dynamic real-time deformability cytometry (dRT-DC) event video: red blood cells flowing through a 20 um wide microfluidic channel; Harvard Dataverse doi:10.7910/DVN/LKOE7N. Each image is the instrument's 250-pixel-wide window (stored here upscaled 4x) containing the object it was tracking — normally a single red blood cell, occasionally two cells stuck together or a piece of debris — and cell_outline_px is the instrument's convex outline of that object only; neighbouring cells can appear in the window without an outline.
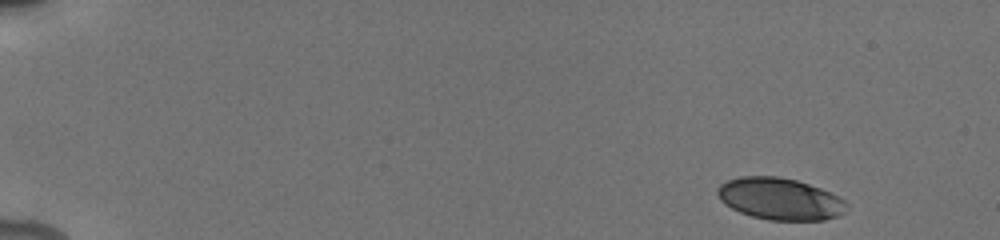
{"species": "human", "species_latin": "Homo sapiens", "temperature_condition": "cold", "stored_images_in_passage": 16, "camera_frame_rate_fps": 3000, "um_per_image_px": 0.085, "donor": {"sex": "male"}, "frame": {"image": 1, "passage_image": 1, "time_ms": 0.0, "image_size_px": [1000, 240], "cell_outline_px": [[848, 208], [844, 212], [836, 216], [824, 220], [768, 220], [752, 216], [740, 212], [724, 204], [720, 200], [716, 192], [716, 188], [720, 184], [728, 180], [740, 176], [776, 176], [796, 180], [820, 188], [844, 200], [848, 204]], "centroid_in_image_um": [66.26, 16.9], "position_along_channel_um": 18.7, "area_um2": 31.44}}
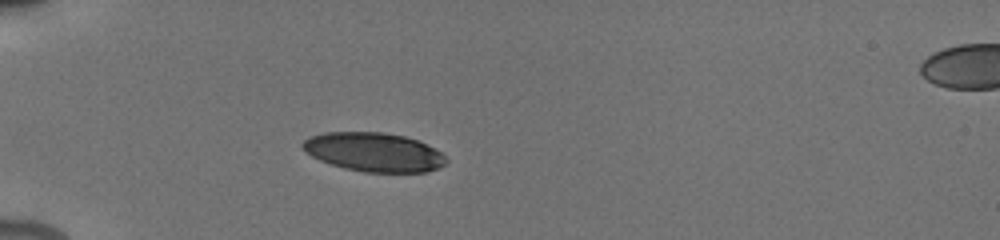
{"frame": {"image": 2, "passage_image": 13, "time_ms": 4.0, "image_size_px": [1000, 240], "cell_outline_px": [[448, 160], [444, 164], [428, 172], [364, 172], [344, 168], [320, 160], [304, 152], [300, 148], [300, 144], [308, 136], [324, 132], [380, 132], [404, 136], [416, 140], [440, 152]], "centroid_in_image_um": [31.7, 12.92], "position_along_channel_um": 53.3, "area_um2": 32.48}}